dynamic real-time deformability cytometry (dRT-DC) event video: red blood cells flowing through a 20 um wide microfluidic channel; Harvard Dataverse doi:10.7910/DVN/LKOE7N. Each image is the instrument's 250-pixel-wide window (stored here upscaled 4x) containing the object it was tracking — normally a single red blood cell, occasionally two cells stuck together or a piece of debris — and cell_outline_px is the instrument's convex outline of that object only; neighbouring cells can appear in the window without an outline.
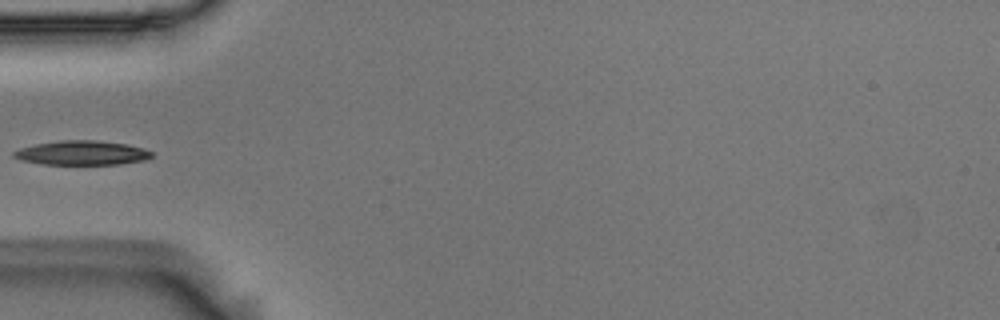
{"species": "Egyptian fruit bat (a non-hibernating species)", "species_latin": "Rousettus aegyptiacus", "temperature_condition": "room temperature", "stored_images_in_passage": 4, "segment_of_instrument_passage": [2, 2], "camera_frame_rate_fps": 3000, "um_per_image_px": 0.085, "animal": {"sex": "male"}, "frame": {"image": 1, "passage_image": 3, "time_ms": 0.667, "image_size_px": [1000, 320], "cell_outline_px": [[152, 156], [144, 160], [120, 164], [44, 164], [20, 160], [12, 156], [12, 152], [20, 148], [36, 144], [60, 140], [96, 140], [128, 144], [144, 148], [152, 152]], "centroid_in_image_um": [6.96, 12.99], "position_along_channel_um": 78.0, "area_um2": 19.54}}
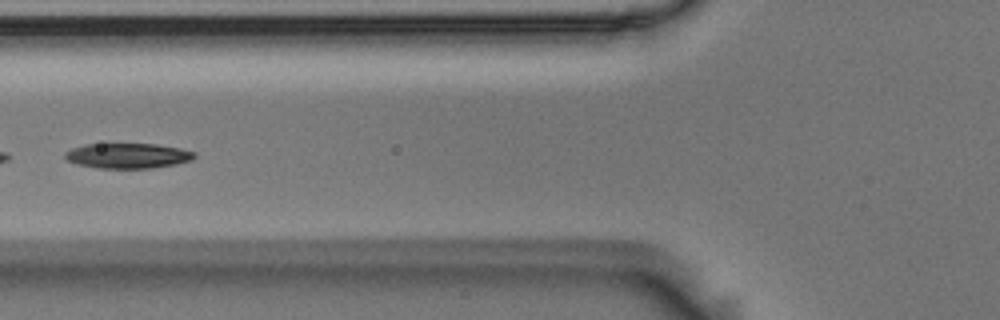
{"frame": {"image": 2, "passage_image": 4, "time_ms": 1.0, "image_size_px": [1000, 320], "cell_outline_px": [[196, 156], [192, 160], [176, 164], [152, 168], [96, 168], [76, 164], [64, 160], [64, 152], [72, 148], [84, 144], [108, 140], [156, 144], [180, 148], [196, 152]], "centroid_in_image_um": [10.78, 13.18], "position_along_channel_um": 115.0, "area_um2": 20.23}}